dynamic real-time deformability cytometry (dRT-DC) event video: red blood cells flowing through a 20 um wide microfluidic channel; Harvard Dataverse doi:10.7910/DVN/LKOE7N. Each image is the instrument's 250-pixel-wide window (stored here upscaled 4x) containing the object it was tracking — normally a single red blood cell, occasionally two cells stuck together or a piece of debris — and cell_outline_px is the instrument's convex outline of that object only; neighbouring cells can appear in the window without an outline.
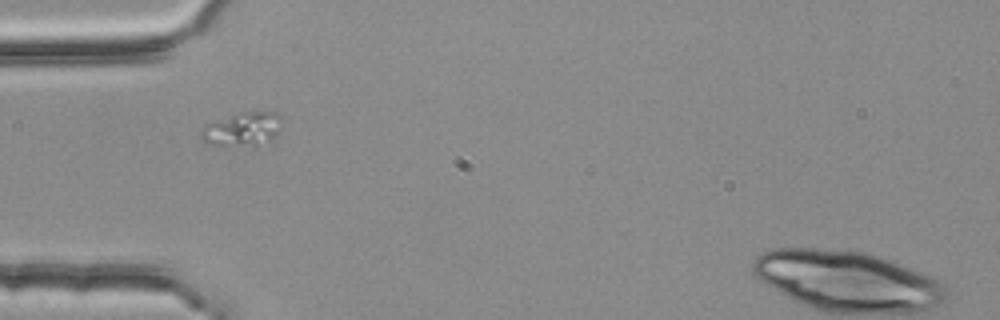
{"species": "common noctule bat (a hibernating species)", "species_latin": "Nyctalus noctula", "temperature_condition": "room temperature", "stored_images_in_passage": 2, "camera_frame_rate_fps": 3000, "um_per_image_px": 0.085, "animal": {"sex": "female", "body_mass_g": 25.1}, "frame": {"image": 1, "passage_image": 1, "time_ms": 0.0, "image_size_px": [1000, 320], "cell_outline_px": [[280, 128], [268, 140], [256, 144], [208, 144], [200, 136], [200, 132], [204, 124], [212, 120], [240, 112], [280, 112]], "centroid_in_image_um": [20.54, 10.91], "position_along_channel_um": 64.5, "area_um2": 15.37}}